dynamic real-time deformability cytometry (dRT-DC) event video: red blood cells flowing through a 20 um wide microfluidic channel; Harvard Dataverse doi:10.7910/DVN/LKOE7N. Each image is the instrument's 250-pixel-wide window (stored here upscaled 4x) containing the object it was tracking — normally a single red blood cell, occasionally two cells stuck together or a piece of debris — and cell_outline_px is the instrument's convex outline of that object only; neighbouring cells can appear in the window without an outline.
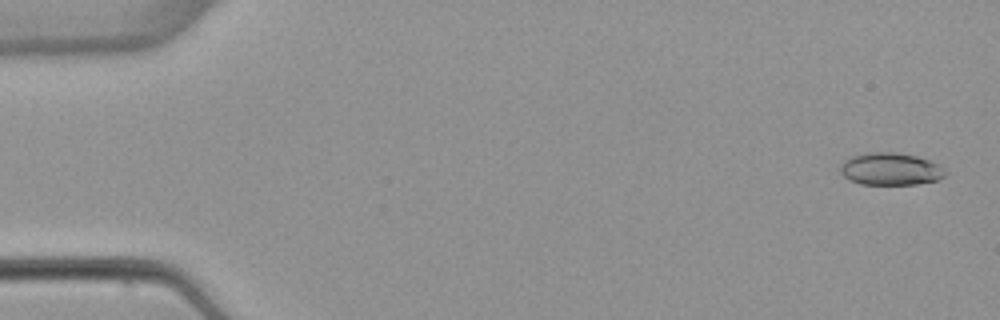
{"species": "common noctule bat (a hibernating species)", "species_latin": "Nyctalus noctula", "temperature_condition": "warm", "stored_images_in_passage": 3, "camera_frame_rate_fps": 3000, "um_per_image_px": 0.085, "animal": {"sex": "female", "body_mass_g": 22.7, "forearm_length_mm": 54.2}, "frame": {"image": 1, "passage_image": 1, "time_ms": 0.0, "image_size_px": [1000, 320], "cell_outline_px": [[948, 172], [944, 176], [936, 180], [916, 184], [860, 184], [844, 176], [840, 172], [840, 164], [844, 160], [852, 156], [868, 152], [896, 152], [916, 156], [928, 160], [936, 164]], "centroid_in_image_um": [75.67, 14.36], "position_along_channel_um": 9.3, "area_um2": 19.65}}